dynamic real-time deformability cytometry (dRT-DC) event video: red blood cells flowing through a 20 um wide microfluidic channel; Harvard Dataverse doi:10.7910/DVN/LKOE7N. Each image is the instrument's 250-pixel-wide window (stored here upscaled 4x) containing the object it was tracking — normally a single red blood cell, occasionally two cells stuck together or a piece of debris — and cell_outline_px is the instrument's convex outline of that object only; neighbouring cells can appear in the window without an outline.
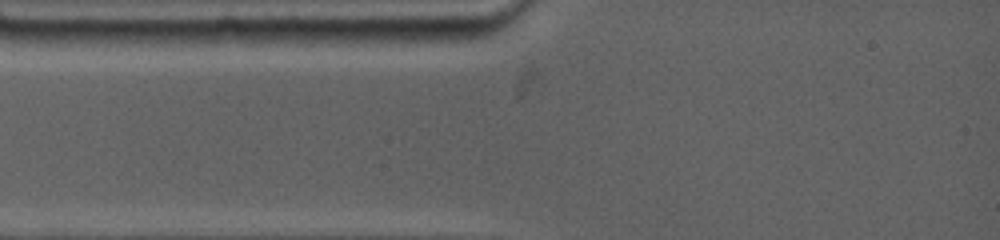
{"species": "common noctule bat (a hibernating species)", "species_latin": "Nyctalus noctula", "temperature_condition": "warm", "stored_images_in_passage": 2, "camera_frame_rate_fps": 4500, "um_per_image_px": 0.085, "animal": {"sex": "female", "body_mass_g": 19.0, "forearm_length_mm": 53.3}, "frame": {"image": 1, "passage_image": 1, "time_ms": 0.0, "image_size_px": [1000, 240], "cell_outline_px": [[476, 208], [472, 212], [332, 208], [320, 204], [336, 196], [416, 200], [468, 204]], "centroid_in_image_um": [33.58, 17.39], "position_along_channel_um": 51.4, "area_um2": 10.98}}